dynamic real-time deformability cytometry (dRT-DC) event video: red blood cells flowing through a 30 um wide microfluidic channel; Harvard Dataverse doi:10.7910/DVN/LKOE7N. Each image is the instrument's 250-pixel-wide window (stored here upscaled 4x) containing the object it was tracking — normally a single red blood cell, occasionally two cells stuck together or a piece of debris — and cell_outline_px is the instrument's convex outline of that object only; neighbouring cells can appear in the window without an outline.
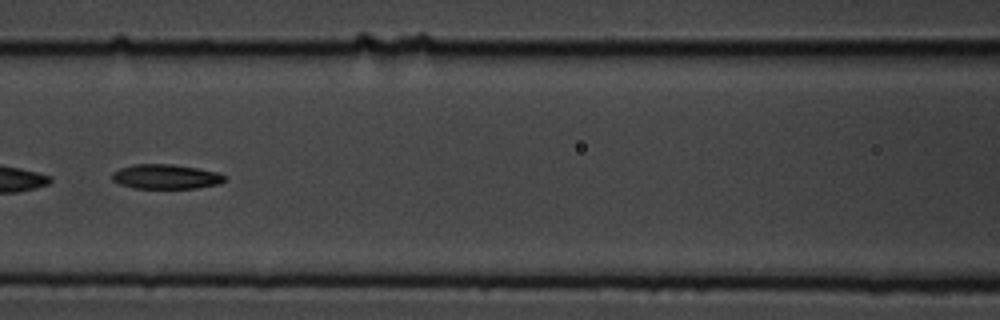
{"species": "common noctule bat (a hibernating species)", "species_latin": "Nyctalus noctula", "temperature_condition": "cold", "stored_images_in_passage": 8, "segment_of_instrument_passage": [2, 2], "camera_frame_rate_fps": 3000, "um_per_image_px": 0.085, "animal": {"sex": "male", "body_mass_g": 19.5, "forearm_length_mm": 54.6}, "frame": {"image": 1, "passage_image": 6, "time_ms": 1.667, "image_size_px": [1000, 320], "cell_outline_px": [[224, 180], [220, 184], [196, 188], [132, 188], [120, 184], [112, 180], [112, 172], [120, 168], [132, 164], [172, 164], [220, 172], [224, 176]], "centroid_in_image_um": [14.08, 15.01], "position_along_channel_um": 152.5, "area_um2": 16.18}}
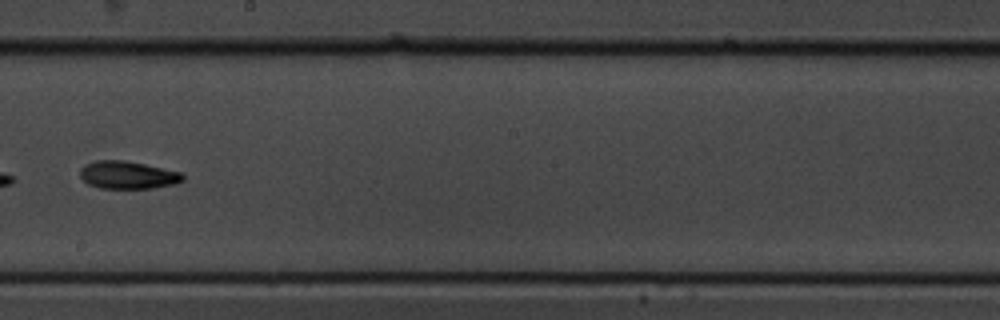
{"frame": {"image": 2, "passage_image": 8, "time_ms": 2.333, "image_size_px": [1000, 320], "cell_outline_px": [[184, 180], [176, 184], [152, 188], [100, 188], [88, 184], [80, 176], [80, 168], [84, 164], [96, 160], [120, 160], [144, 164], [180, 172], [184, 176]], "centroid_in_image_um": [10.84, 14.88], "position_along_channel_um": 237.4, "area_um2": 16.53}}